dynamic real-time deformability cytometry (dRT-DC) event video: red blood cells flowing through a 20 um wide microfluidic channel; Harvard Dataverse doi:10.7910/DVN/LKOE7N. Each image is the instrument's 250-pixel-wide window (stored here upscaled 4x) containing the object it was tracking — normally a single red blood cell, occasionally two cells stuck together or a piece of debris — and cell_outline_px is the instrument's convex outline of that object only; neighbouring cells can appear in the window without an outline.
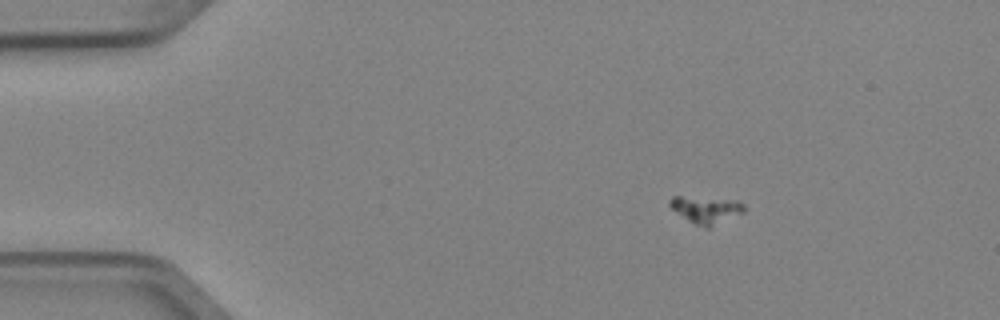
{"species": "Egyptian fruit bat (a non-hibernating species)", "species_latin": "Rousettus aegyptiacus", "temperature_condition": "cold", "stored_images_in_passage": 4, "camera_frame_rate_fps": 3000, "um_per_image_px": 0.085, "animal": {"sex": "female"}, "frame": {"image": 1, "passage_image": 2, "time_ms": 0.333, "image_size_px": [1000, 320], "cell_outline_px": [[744, 212], [708, 228], [692, 224], [672, 208], [668, 204], [668, 200], [672, 196], [680, 196], [736, 200], [744, 204]], "centroid_in_image_um": [59.99, 17.82], "position_along_channel_um": 25.0, "area_um2": 11.68}}